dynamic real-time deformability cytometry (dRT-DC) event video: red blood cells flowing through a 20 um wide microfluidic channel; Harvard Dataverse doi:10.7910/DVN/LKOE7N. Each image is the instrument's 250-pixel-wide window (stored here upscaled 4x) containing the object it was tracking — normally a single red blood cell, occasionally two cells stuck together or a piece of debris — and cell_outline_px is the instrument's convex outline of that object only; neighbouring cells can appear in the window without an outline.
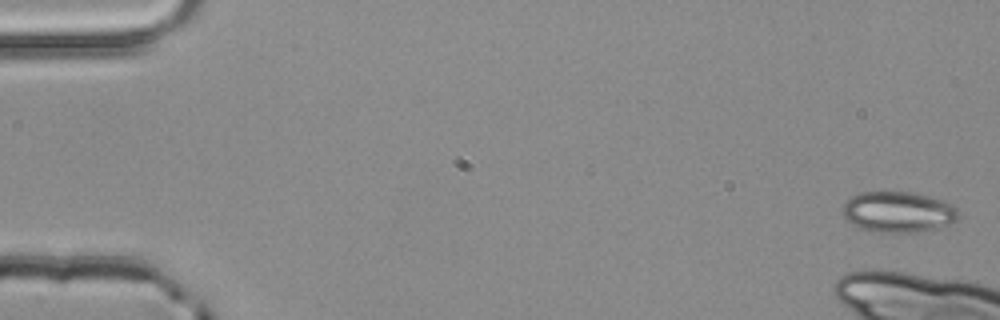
{"species": "common noctule bat (a hibernating species)", "species_latin": "Nyctalus noctula", "temperature_condition": "room temperature", "stored_images_in_passage": 2, "camera_frame_rate_fps": 3000, "um_per_image_px": 0.085, "animal": {"sex": "male", "body_mass_g": 20.4}, "frame": {"image": 1, "passage_image": 2, "time_ms": 0.333, "image_size_px": [1000, 320], "cell_outline_px": [[960, 216], [952, 224], [936, 228], [916, 232], [876, 232], [860, 228], [852, 224], [840, 212], [844, 200], [860, 192], [916, 192], [944, 200], [952, 204], [960, 212]], "centroid_in_image_um": [76.35, 18.0], "position_along_channel_um": 8.7, "area_um2": 28.03}}